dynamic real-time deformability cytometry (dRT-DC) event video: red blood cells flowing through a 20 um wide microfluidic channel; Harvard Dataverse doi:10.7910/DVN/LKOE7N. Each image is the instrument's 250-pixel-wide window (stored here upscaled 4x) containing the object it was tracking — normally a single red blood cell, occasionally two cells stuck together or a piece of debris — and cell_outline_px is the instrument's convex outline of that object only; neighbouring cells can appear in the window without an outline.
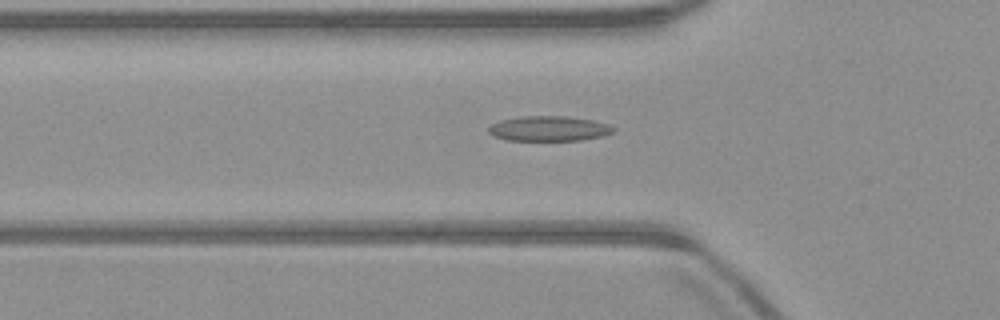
{"species": "common noctule bat (a hibernating species)", "species_latin": "Nyctalus noctula", "temperature_condition": "warm", "stored_images_in_passage": 39, "camera_frame_rate_fps": 3000, "um_per_image_px": 0.085, "animal": {"sex": "male", "body_mass_g": 23.1, "forearm_length_mm": 52.7}, "frame": {"image": 1, "passage_image": 5, "time_ms": 1.333, "image_size_px": [1000, 320], "cell_outline_px": [[616, 132], [604, 136], [580, 140], [508, 140], [492, 136], [488, 132], [488, 128], [492, 124], [500, 120], [520, 116], [568, 116], [592, 120], [608, 124], [616, 128]], "centroid_in_image_um": [46.68, 10.92], "position_along_channel_um": 79.1, "area_um2": 18.38}}
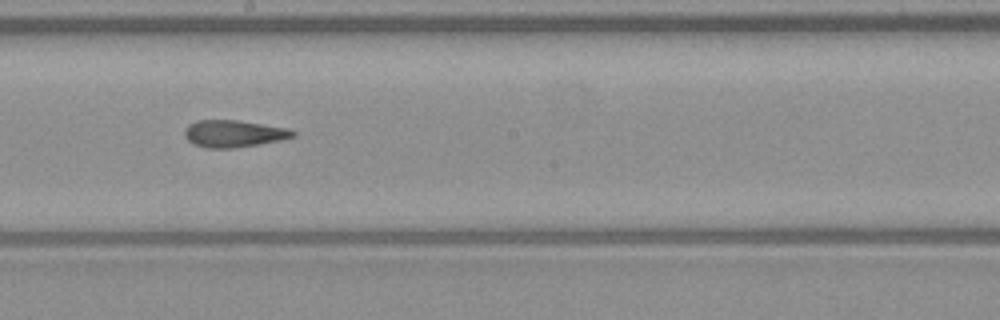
{"frame": {"image": 2, "passage_image": 16, "time_ms": 5.0, "image_size_px": [1000, 320], "cell_outline_px": [[296, 136], [280, 140], [260, 144], [232, 148], [204, 148], [192, 144], [184, 136], [184, 132], [188, 124], [196, 120], [236, 120], [288, 128], [296, 132]], "centroid_in_image_um": [19.84, 11.36], "position_along_channel_um": 228.4, "area_um2": 17.17}}
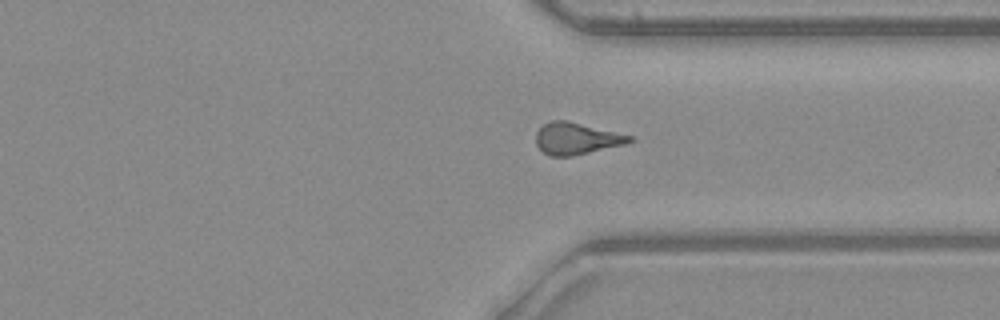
{"frame": {"image": 3, "passage_image": 26, "time_ms": 8.333, "image_size_px": [1000, 320], "cell_outline_px": [[636, 140], [624, 144], [572, 156], [552, 156], [544, 152], [536, 144], [536, 132], [544, 124], [552, 120], [568, 120], [632, 136]], "centroid_in_image_um": [49.0, 11.76], "position_along_channel_um": 362.4, "area_um2": 17.17}, "authors_computed_cell_mechanics": {"area_um2": 17.1088, "velocity_mm_per_s": 4.032, "shape_relaxation_time_tau1_ms": null, "shape_relaxation_time_tau2_ms": 4.7201, "deformation_change_tau1": null, "deformation_change_tau2": 0.1338}}